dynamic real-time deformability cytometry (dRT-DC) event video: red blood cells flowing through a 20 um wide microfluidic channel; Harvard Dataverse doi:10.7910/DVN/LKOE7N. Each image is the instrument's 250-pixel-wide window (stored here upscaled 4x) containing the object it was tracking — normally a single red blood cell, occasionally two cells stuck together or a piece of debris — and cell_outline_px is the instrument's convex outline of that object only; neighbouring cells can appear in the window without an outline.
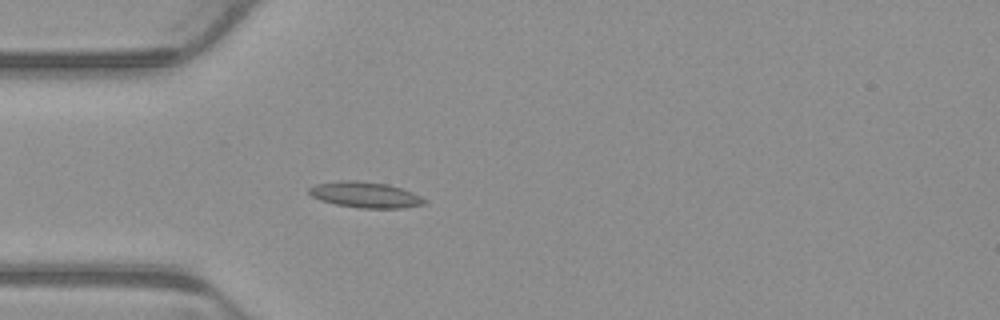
{"species": "common noctule bat (a hibernating species)", "species_latin": "Nyctalus noctula", "temperature_condition": "warm", "stored_images_in_passage": 4, "camera_frame_rate_fps": 3000, "um_per_image_px": 0.085, "animal": {"sex": "male", "body_mass_g": 23.1, "forearm_length_mm": 52.7}, "frame": {"image": 1, "passage_image": 4, "time_ms": 1.0, "image_size_px": [1000, 320], "cell_outline_px": [[428, 200], [424, 204], [404, 208], [360, 208], [336, 204], [320, 200], [312, 196], [308, 192], [308, 188], [316, 184], [340, 180], [356, 180], [388, 184], [412, 192]], "centroid_in_image_um": [31.05, 16.55], "position_along_channel_um": 54.0, "area_um2": 17.4}}